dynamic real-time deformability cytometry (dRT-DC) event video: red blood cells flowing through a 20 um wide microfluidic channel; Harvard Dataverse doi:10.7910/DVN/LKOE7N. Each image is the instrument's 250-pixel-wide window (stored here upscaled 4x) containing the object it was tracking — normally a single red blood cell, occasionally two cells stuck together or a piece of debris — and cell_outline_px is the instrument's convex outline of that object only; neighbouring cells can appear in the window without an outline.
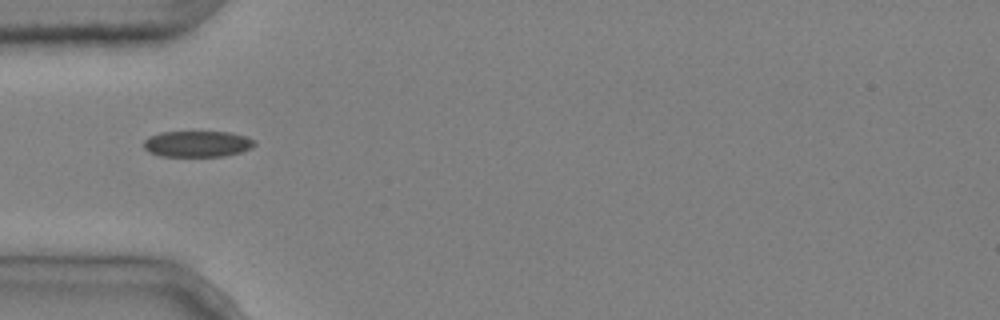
{"species": "common noctule bat (a hibernating species)", "species_latin": "Nyctalus noctula", "temperature_condition": "cold", "stored_images_in_passage": 5, "segment_of_instrument_passage": [2, 2], "camera_frame_rate_fps": 3000, "um_per_image_px": 0.085, "animal": {"sex": "male", "body_mass_g": 20.4}, "frame": {"image": 1, "passage_image": 5, "time_ms": 1.333, "image_size_px": [1000, 320], "cell_outline_px": [[256, 144], [252, 148], [240, 152], [224, 156], [160, 156], [148, 152], [144, 148], [144, 140], [148, 136], [160, 132], [228, 132], [244, 136], [256, 140]], "centroid_in_image_um": [16.76, 12.23], "position_along_channel_um": 68.2, "area_um2": 16.94}}